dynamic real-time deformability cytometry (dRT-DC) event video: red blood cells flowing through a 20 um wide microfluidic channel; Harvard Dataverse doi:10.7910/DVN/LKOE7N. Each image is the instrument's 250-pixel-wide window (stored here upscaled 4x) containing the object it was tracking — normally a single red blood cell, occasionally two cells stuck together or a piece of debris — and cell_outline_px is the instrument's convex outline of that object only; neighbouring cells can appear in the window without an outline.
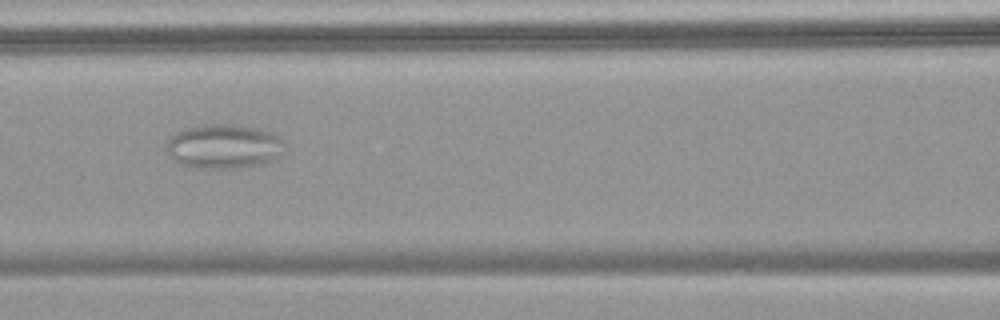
{"species": "common noctule bat (a hibernating species)", "species_latin": "Nyctalus noctula", "temperature_condition": "warm", "stored_images_in_passage": 42, "camera_frame_rate_fps": 3000, "um_per_image_px": 0.085, "animal": {"sex": "female", "body_mass_g": 18.4}, "frame": {"image": 1, "passage_image": 13, "time_ms": 4.0, "image_size_px": [1000, 320], "cell_outline_px": [[284, 156], [260, 164], [244, 168], [196, 168], [180, 164], [172, 160], [168, 152], [168, 140], [176, 132], [184, 128], [204, 124], [232, 124], [260, 128], [272, 132], [284, 140]], "centroid_in_image_um": [19.08, 12.44], "position_along_channel_um": 147.5, "area_um2": 31.04}}
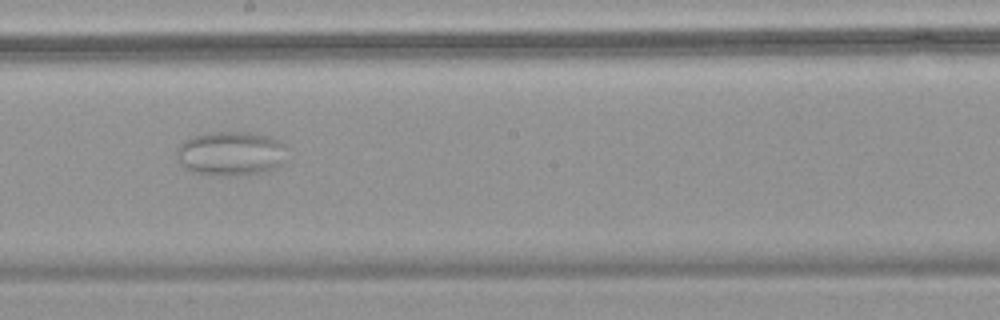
{"frame": {"image": 2, "passage_image": 21, "time_ms": 6.667, "image_size_px": [1000, 320], "cell_outline_px": [[288, 148], [280, 164], [276, 168], [268, 172], [228, 176], [224, 176], [192, 172], [184, 168], [176, 152], [176, 148], [184, 140], [196, 136], [212, 132], [248, 132], [268, 136], [280, 140]], "centroid_in_image_um": [19.65, 13.05], "position_along_channel_um": 228.6, "area_um2": 28.55}}
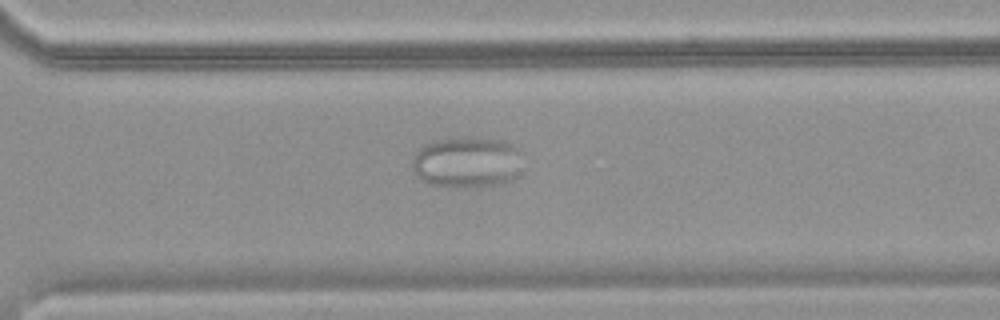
{"frame": {"image": 3, "passage_image": 31, "time_ms": 10.0, "image_size_px": [1000, 320], "cell_outline_px": [[520, 152], [516, 176], [512, 180], [500, 184], [452, 188], [448, 188], [428, 184], [420, 180], [416, 176], [412, 168], [412, 156], [424, 144], [436, 140], [504, 140], [512, 144]], "centroid_in_image_um": [39.61, 13.85], "position_along_channel_um": 331.0, "area_um2": 32.25}}